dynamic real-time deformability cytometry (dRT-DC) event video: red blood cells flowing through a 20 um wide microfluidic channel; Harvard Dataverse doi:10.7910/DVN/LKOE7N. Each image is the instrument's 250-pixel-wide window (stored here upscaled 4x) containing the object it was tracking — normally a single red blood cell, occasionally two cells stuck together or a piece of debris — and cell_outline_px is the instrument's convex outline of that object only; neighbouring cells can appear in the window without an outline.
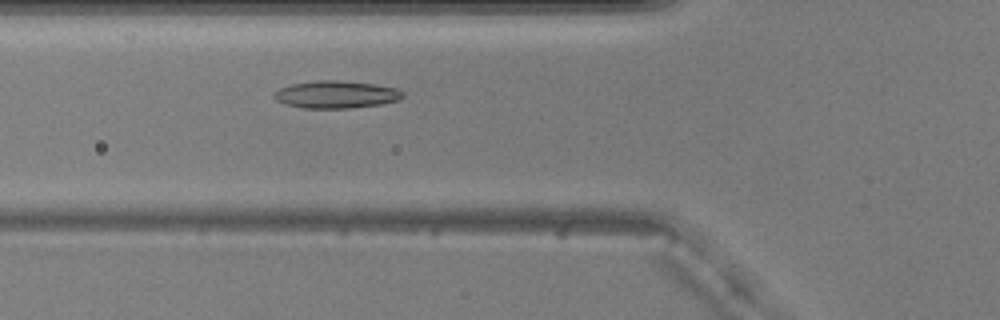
{"species": "common noctule bat (a hibernating species)", "species_latin": "Nyctalus noctula", "temperature_condition": "warm", "stored_images_in_passage": 46, "camera_frame_rate_fps": 3000, "um_per_image_px": 0.085, "animal": {"sex": "male", "body_mass_g": 20.5, "forearm_length_mm": 52.5}, "frame": {"image": 1, "passage_image": 13, "time_ms": 4.0, "image_size_px": [1000, 320], "cell_outline_px": [[404, 96], [400, 100], [380, 104], [352, 108], [304, 108], [288, 104], [276, 100], [272, 96], [280, 88], [292, 84], [320, 80], [336, 80], [376, 84], [396, 88], [404, 92]], "centroid_in_image_um": [28.62, 8.03], "position_along_channel_um": 97.2, "area_um2": 20.46}}
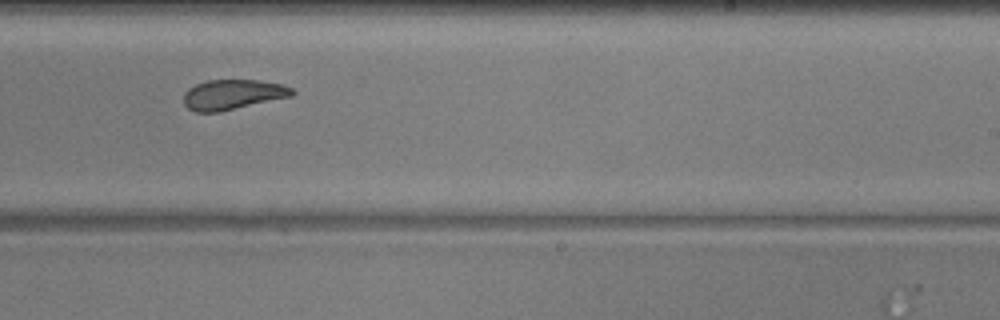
{"frame": {"image": 2, "passage_image": 27, "time_ms": 8.667, "image_size_px": [1000, 320], "cell_outline_px": [[296, 92], [292, 96], [220, 112], [196, 112], [188, 108], [184, 104], [184, 92], [188, 88], [196, 84], [208, 80], [260, 80], [280, 84], [292, 88]], "centroid_in_image_um": [19.78, 8.04], "position_along_channel_um": 269.2, "area_um2": 19.02}}
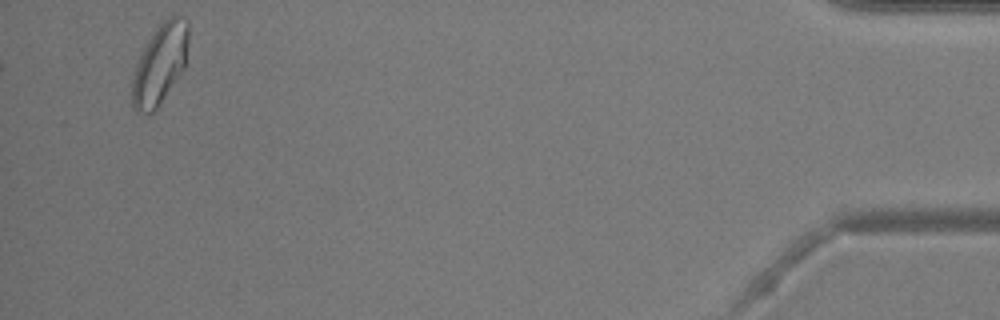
{"frame": {"image": 3, "passage_image": 46, "time_ms": 15.0, "image_size_px": [1000, 320], "cell_outline_px": [[188, 36], [184, 68], [160, 104], [152, 112], [140, 112], [132, 108], [132, 76], [140, 56], [148, 40], [156, 28], [168, 16], [180, 16], [188, 20]], "centroid_in_image_um": [13.59, 5.43], "position_along_channel_um": 421.6, "area_um2": 25.84}, "authors_computed_cell_mechanics": {"area_um2": 19.363, "velocity_mm_per_s": 3.682, "shape_relaxation_time_tau1_ms": 3.9531, "shape_relaxation_time_tau2_ms": 3.1168, "deformation_change_tau1": 0.1047, "deformation_change_tau2": 0.1005}}